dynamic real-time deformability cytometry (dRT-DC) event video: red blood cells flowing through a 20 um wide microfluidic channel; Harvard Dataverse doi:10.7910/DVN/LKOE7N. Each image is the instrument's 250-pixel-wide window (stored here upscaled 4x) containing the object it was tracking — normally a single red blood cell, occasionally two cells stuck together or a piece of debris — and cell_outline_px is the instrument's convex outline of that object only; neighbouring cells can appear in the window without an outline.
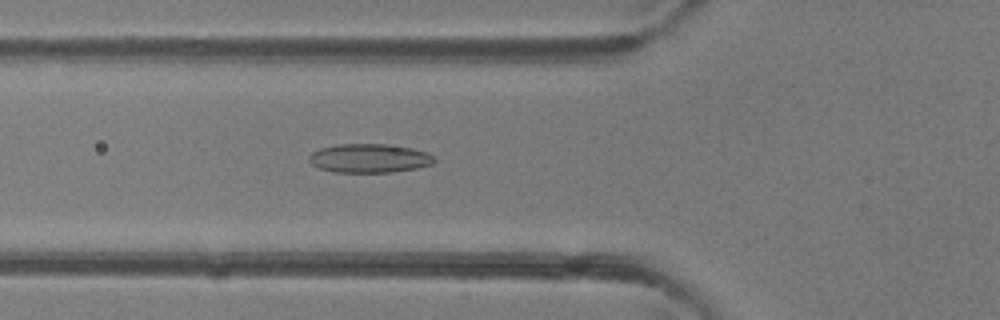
{"species": "common noctule bat (a hibernating species)", "species_latin": "Nyctalus noctula", "temperature_condition": "room temperature", "stored_images_in_passage": 34, "camera_frame_rate_fps": 3000, "um_per_image_px": 0.085, "animal": {"sex": "female"}, "frame": {"image": 1, "passage_image": 8, "time_ms": 2.333, "image_size_px": [1000, 320], "cell_outline_px": [[436, 160], [432, 164], [416, 168], [392, 172], [332, 172], [320, 168], [312, 164], [308, 160], [308, 156], [312, 152], [320, 148], [336, 144], [388, 144], [412, 148], [428, 152]], "centroid_in_image_um": [31.38, 13.44], "position_along_channel_um": 94.4, "area_um2": 21.15}}
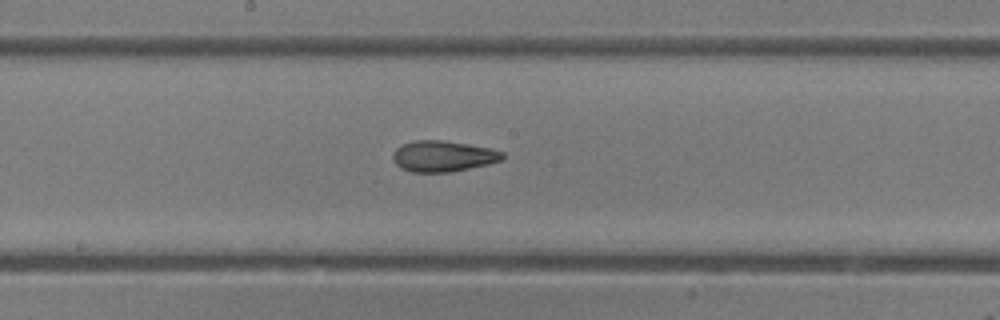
{"frame": {"image": 2, "passage_image": 16, "time_ms": 5.0, "image_size_px": [1000, 320], "cell_outline_px": [[504, 160], [488, 164], [448, 172], [412, 172], [400, 168], [392, 160], [392, 156], [396, 148], [404, 144], [416, 140], [440, 140], [468, 144], [492, 148], [504, 152]], "centroid_in_image_um": [37.67, 13.27], "position_along_channel_um": 210.5, "area_um2": 19.77}}
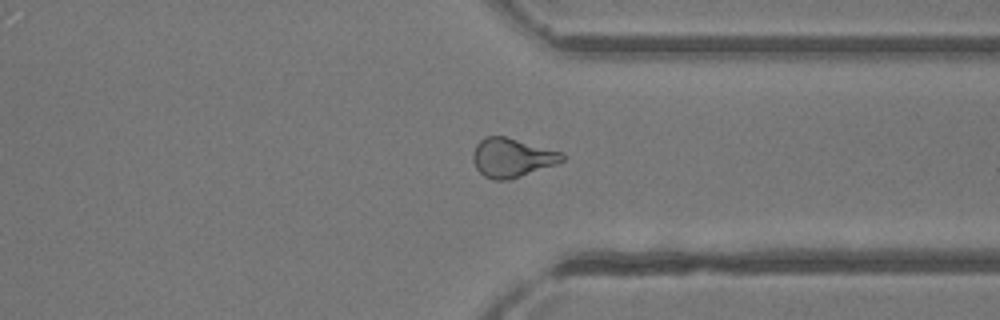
{"frame": {"image": 3, "passage_image": 27, "time_ms": 8.667, "image_size_px": [1000, 320], "cell_outline_px": [[564, 160], [556, 164], [508, 180], [492, 180], [484, 176], [476, 168], [472, 160], [472, 152], [476, 144], [484, 136], [504, 136], [564, 152]], "centroid_in_image_um": [43.49, 13.39], "position_along_channel_um": 367.9, "area_um2": 20.35}}